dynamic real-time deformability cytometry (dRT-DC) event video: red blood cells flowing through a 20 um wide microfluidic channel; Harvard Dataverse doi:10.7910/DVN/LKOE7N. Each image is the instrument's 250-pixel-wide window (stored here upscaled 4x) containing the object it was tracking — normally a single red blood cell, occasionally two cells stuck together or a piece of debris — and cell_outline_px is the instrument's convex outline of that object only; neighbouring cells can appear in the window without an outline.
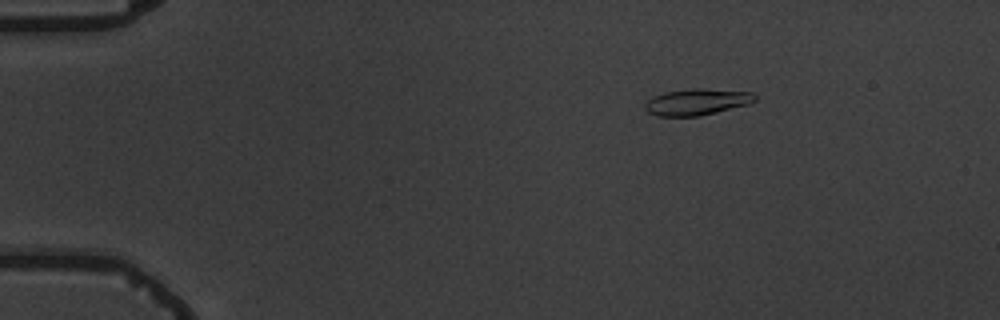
{"species": "common noctule bat (a hibernating species)", "species_latin": "Nyctalus noctula", "temperature_condition": "warm", "stored_images_in_passage": 6, "segment_of_instrument_passage": [1, 2], "camera_frame_rate_fps": 3000, "um_per_image_px": 0.085, "animal": {"sex": "male", "body_mass_g": 19.5, "forearm_length_mm": 54.6}, "frame": {"image": 1, "passage_image": 3, "time_ms": 2.333, "image_size_px": [1000, 320], "cell_outline_px": [[756, 100], [748, 104], [700, 116], [656, 116], [648, 112], [644, 108], [644, 104], [652, 96], [664, 92], [692, 88], [700, 88], [752, 92], [756, 96]], "centroid_in_image_um": [59.2, 8.66], "position_along_channel_um": 25.8, "area_um2": 16.94}}